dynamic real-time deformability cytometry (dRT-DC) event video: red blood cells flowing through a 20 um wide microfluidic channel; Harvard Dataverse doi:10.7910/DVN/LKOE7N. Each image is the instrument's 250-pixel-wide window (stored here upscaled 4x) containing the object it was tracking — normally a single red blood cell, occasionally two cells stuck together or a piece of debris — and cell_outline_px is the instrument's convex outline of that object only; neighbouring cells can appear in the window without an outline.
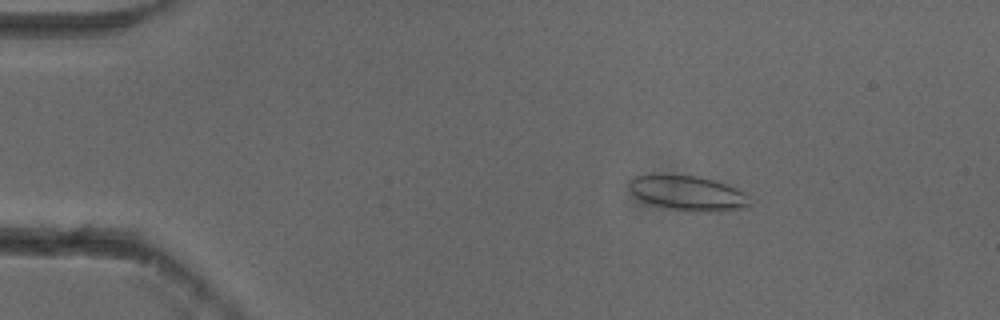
{"species": "common noctule bat (a hibernating species)", "species_latin": "Nyctalus noctula", "temperature_condition": "cold", "stored_images_in_passage": 51, "camera_frame_rate_fps": 3000, "um_per_image_px": 0.085, "animal": {"sex": "female"}, "frame": {"image": 1, "passage_image": 6, "time_ms": 1.667, "image_size_px": [1000, 320], "cell_outline_px": [[752, 204], [748, 208], [720, 212], [696, 212], [672, 208], [656, 204], [644, 200], [636, 196], [628, 188], [628, 180], [636, 176], [700, 176], [736, 188], [744, 192]], "centroid_in_image_um": [58.56, 16.44], "position_along_channel_um": 26.4, "area_um2": 24.04}}
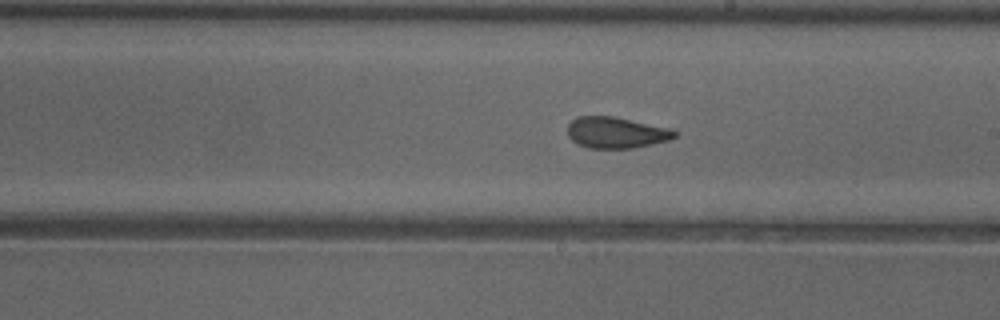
{"frame": {"image": 2, "passage_image": 28, "time_ms": 9.0, "image_size_px": [1000, 320], "cell_outline_px": [[680, 132], [676, 136], [668, 140], [632, 148], [588, 148], [572, 140], [568, 136], [568, 124], [576, 116], [612, 116], [672, 128]], "centroid_in_image_um": [52.39, 11.26], "position_along_channel_um": 236.6, "area_um2": 19.48}}
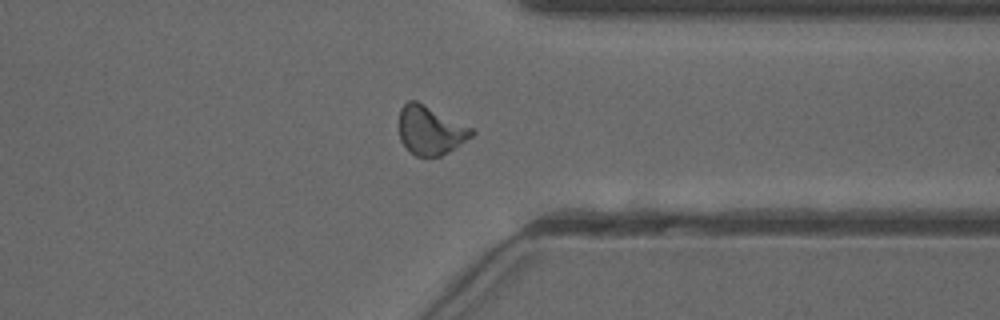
{"frame": {"image": 3, "passage_image": 39, "time_ms": 12.667, "image_size_px": [1000, 320], "cell_outline_px": [[476, 132], [472, 136], [448, 152], [440, 156], [416, 156], [408, 152], [400, 140], [400, 108], [408, 100], [416, 100], [472, 128]], "centroid_in_image_um": [36.56, 11.08], "position_along_channel_um": 374.8, "area_um2": 20.46}, "authors_computed_cell_mechanics": {"area_um2": 20.3456, "velocity_mm_per_s": 3.8459, "shape_relaxation_time_tau1_ms": null, "shape_relaxation_time_tau2_ms": 1.1678, "deformation_change_tau1": null, "deformation_change_tau2": 0.0748}}